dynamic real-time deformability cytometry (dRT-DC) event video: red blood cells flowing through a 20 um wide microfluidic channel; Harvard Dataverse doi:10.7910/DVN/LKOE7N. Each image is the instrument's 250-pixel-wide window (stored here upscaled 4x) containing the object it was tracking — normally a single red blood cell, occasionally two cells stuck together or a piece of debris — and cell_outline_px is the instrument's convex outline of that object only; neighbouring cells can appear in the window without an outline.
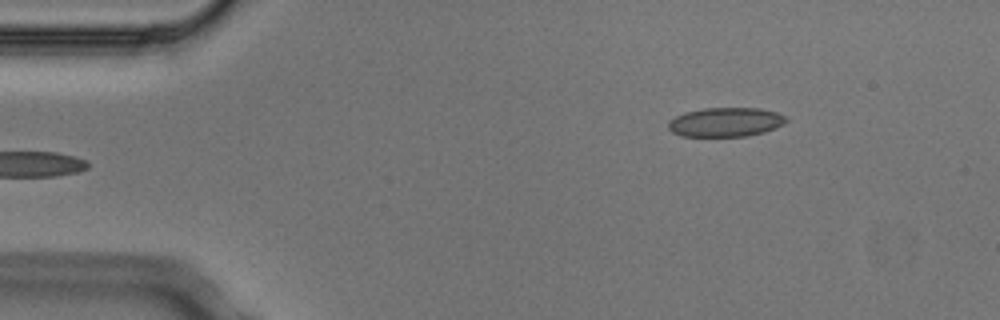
{"species": "Egyptian fruit bat (a non-hibernating species)", "species_latin": "Rousettus aegyptiacus", "temperature_condition": "cold", "stored_images_in_passage": 5, "camera_frame_rate_fps": 3000, "um_per_image_px": 0.085, "animal": {"sex": "male"}, "frame": {"image": 1, "passage_image": 5, "time_ms": 1.333, "image_size_px": [1000, 320], "cell_outline_px": [[788, 120], [784, 124], [776, 128], [764, 132], [748, 136], [680, 136], [672, 132], [668, 128], [668, 120], [684, 112], [704, 108], [760, 108], [776, 112], [784, 116]], "centroid_in_image_um": [61.66, 10.38], "position_along_channel_um": 23.3, "area_um2": 20.17}}